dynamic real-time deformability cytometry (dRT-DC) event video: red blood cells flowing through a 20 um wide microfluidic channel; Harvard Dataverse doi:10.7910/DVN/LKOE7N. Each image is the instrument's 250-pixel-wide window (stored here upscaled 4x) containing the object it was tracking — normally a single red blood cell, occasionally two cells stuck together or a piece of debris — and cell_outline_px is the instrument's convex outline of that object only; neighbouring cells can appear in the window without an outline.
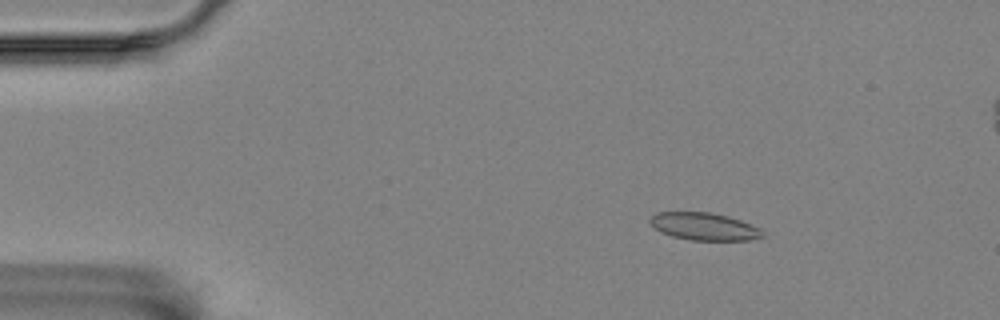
{"species": "Egyptian fruit bat (a non-hibernating species)", "species_latin": "Rousettus aegyptiacus", "temperature_condition": "room temperature", "stored_images_in_passage": 6, "camera_frame_rate_fps": 3000, "um_per_image_px": 0.085, "animal": {"sex": "female"}, "frame": {"image": 1, "passage_image": 3, "time_ms": 0.667, "image_size_px": [1000, 320], "cell_outline_px": [[768, 236], [752, 240], [692, 240], [672, 236], [660, 232], [648, 224], [648, 220], [656, 212], [708, 212], [728, 216], [740, 220], [760, 228]], "centroid_in_image_um": [59.86, 19.25], "position_along_channel_um": 25.1, "area_um2": 18.26}}